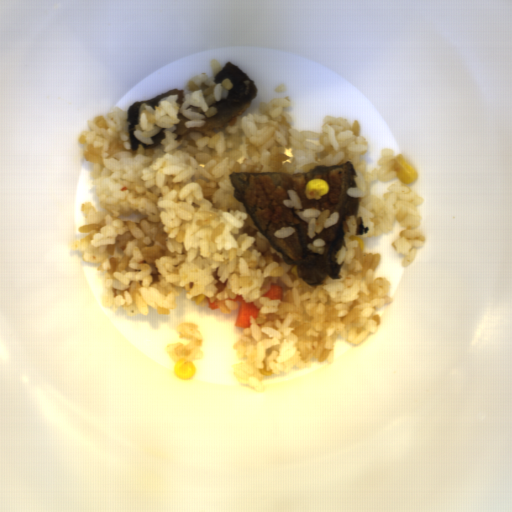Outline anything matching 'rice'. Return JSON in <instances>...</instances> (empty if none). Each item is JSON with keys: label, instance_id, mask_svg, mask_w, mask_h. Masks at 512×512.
I'll return each instance as SVG.
<instances>
[{"label": "rice", "instance_id": "obj_1", "mask_svg": "<svg viewBox=\"0 0 512 512\" xmlns=\"http://www.w3.org/2000/svg\"><path fill=\"white\" fill-rule=\"evenodd\" d=\"M212 72L186 82L183 104L179 94L158 100L157 106L141 103L138 124L132 134L140 142L154 144L152 136L162 129L164 138L154 148L137 144L132 149L128 111L112 105L108 114H98L86 123L77 144L79 154L92 163L88 171L95 189L97 211L82 201L79 212L87 224L78 232L89 233L73 240L72 251L83 252L82 260L99 264L100 304L127 316L157 314L177 309L176 297H185L206 307L216 302L222 314L240 309L234 299L259 310L250 314L249 327L232 346L238 361L231 364L233 379L252 392L266 390L263 378L291 374L292 368L309 369L312 359L327 365L335 362L336 339L359 345L375 336L382 326L376 308L393 303L387 293L391 281L375 276L381 265L379 252L362 251L352 236L373 238L399 230L391 247L404 256L405 268L423 247L427 236L417 229L422 216L417 208L424 197L401 181L386 187L382 198L369 190L372 182L398 179L392 148H382L374 168L365 171L360 157L369 151V140L361 135V124L347 117L326 114L322 133L293 127L289 95L261 101L248 114L236 116L206 136L190 131L180 142L176 126L181 113L186 129L206 126L217 113L214 102L229 96L234 82L215 83L223 68L211 58ZM352 161L357 188H347L359 197L358 216L370 231L355 235L354 215H347L349 232L345 245L335 254L342 279L327 276L323 285L311 287L297 277V268L287 265L255 227L245 207L234 196L229 181L232 172H307L317 164L339 165ZM271 284L284 287L282 300H270Z\"/></svg>", "mask_w": 512, "mask_h": 512}, {"label": "rice", "instance_id": "obj_2", "mask_svg": "<svg viewBox=\"0 0 512 512\" xmlns=\"http://www.w3.org/2000/svg\"><path fill=\"white\" fill-rule=\"evenodd\" d=\"M286 193L289 199H284L282 202L285 206L294 208L295 214L308 223L306 233L308 239H312L316 236V233L319 234L325 228H328L338 222L340 212L335 210L331 214L328 209L320 211L318 208L314 207L302 208L300 198L296 191L287 189Z\"/></svg>", "mask_w": 512, "mask_h": 512}, {"label": "rice", "instance_id": "obj_3", "mask_svg": "<svg viewBox=\"0 0 512 512\" xmlns=\"http://www.w3.org/2000/svg\"><path fill=\"white\" fill-rule=\"evenodd\" d=\"M179 339H187L188 343H170L166 346V351L172 362H176L181 358L190 361H197L203 358L204 351L202 349L204 338L199 331V326L193 322L178 323L176 329Z\"/></svg>", "mask_w": 512, "mask_h": 512}, {"label": "rice", "instance_id": "obj_4", "mask_svg": "<svg viewBox=\"0 0 512 512\" xmlns=\"http://www.w3.org/2000/svg\"><path fill=\"white\" fill-rule=\"evenodd\" d=\"M326 241L323 238H316L311 243L306 244V248L311 252L317 253L319 255L325 254Z\"/></svg>", "mask_w": 512, "mask_h": 512}]
</instances>
